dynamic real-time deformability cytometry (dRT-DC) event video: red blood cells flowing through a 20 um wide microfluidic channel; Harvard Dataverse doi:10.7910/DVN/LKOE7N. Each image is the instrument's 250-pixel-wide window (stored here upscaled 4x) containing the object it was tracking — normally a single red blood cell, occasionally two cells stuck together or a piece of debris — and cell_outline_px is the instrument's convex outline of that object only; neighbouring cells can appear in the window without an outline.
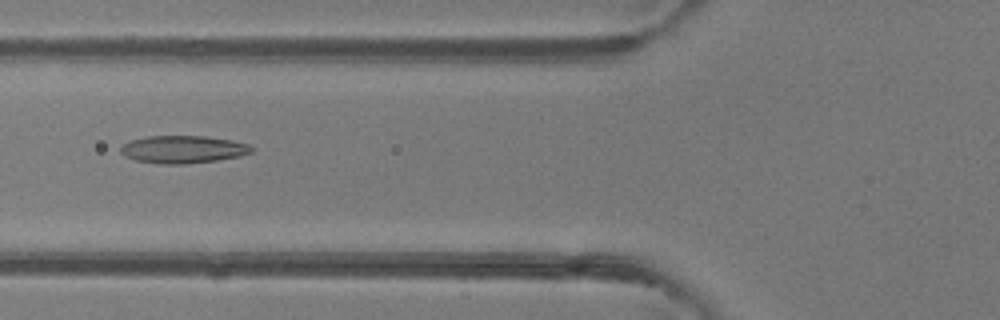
{"species": "common noctule bat (a hibernating species)", "species_latin": "Nyctalus noctula", "temperature_condition": "room temperature", "stored_images_in_passage": 5, "camera_frame_rate_fps": 3000, "um_per_image_px": 0.085, "animal": {"sex": "female"}, "frame": {"image": 1, "passage_image": 5, "time_ms": 5.333, "image_size_px": [1000, 320], "cell_outline_px": [[252, 152], [240, 156], [216, 160], [184, 164], [160, 164], [136, 160], [124, 156], [120, 152], [120, 148], [124, 144], [132, 140], [148, 136], [204, 136], [232, 140], [248, 144], [252, 148]], "centroid_in_image_um": [15.55, 12.7], "position_along_channel_um": 110.3, "area_um2": 20.92}}